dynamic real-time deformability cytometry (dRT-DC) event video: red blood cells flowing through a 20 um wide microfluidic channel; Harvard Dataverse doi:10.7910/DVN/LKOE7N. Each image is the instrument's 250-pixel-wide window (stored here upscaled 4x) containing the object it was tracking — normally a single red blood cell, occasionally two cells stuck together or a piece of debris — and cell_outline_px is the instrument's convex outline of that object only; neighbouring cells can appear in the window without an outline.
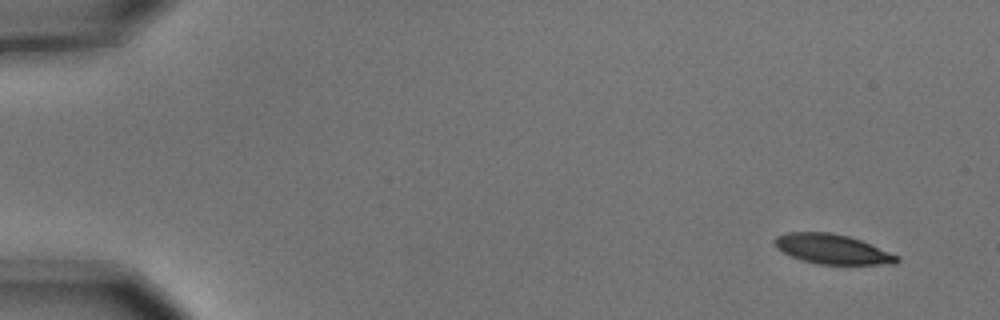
{"species": "common noctule bat (a hibernating species)", "species_latin": "Nyctalus noctula", "temperature_condition": "cold", "stored_images_in_passage": 6, "camera_frame_rate_fps": 3000, "um_per_image_px": 0.085, "animal": {"sex": "male", "body_mass_g": 15.6}, "frame": {"image": 1, "passage_image": 1, "time_ms": 0.0, "image_size_px": [1000, 320], "cell_outline_px": [[900, 260], [896, 264], [820, 264], [800, 260], [776, 248], [772, 244], [772, 240], [776, 236], [784, 232], [828, 232], [848, 236], [860, 240], [900, 256]], "centroid_in_image_um": [70.71, 21.17], "position_along_channel_um": 14.3, "area_um2": 21.27}}
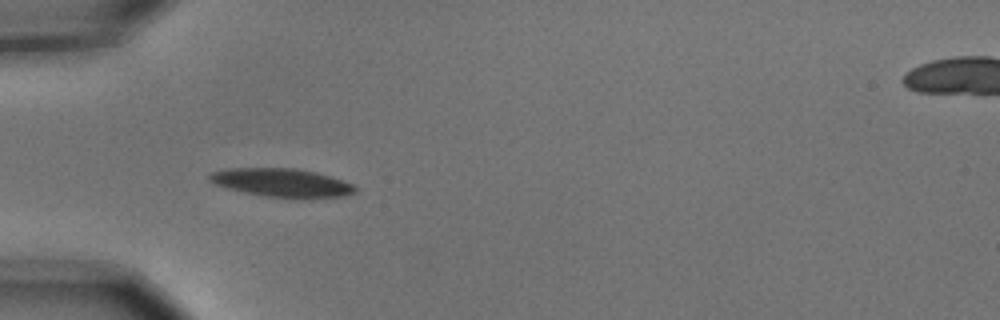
{"frame": {"image": 2, "passage_image": 5, "time_ms": 1.333, "image_size_px": [1000, 320], "cell_outline_px": [[356, 192], [344, 196], [264, 196], [244, 192], [228, 188], [216, 184], [208, 180], [208, 172], [228, 168], [296, 168], [316, 172], [352, 184], [356, 188]], "centroid_in_image_um": [23.85, 15.49], "position_along_channel_um": 61.1, "area_um2": 23.41}}
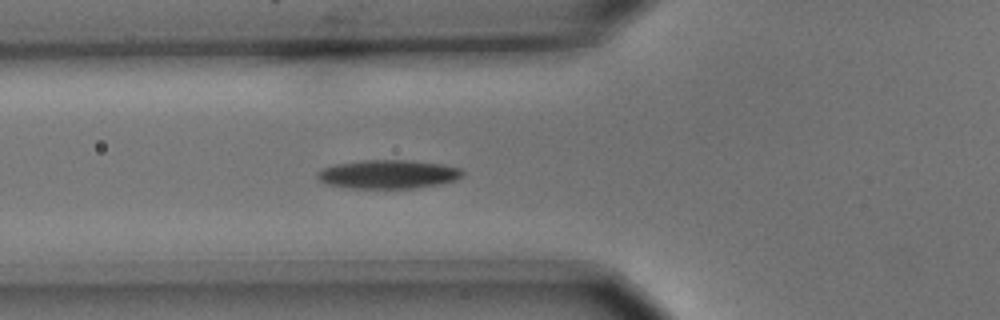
{"frame": {"image": 3, "passage_image": 6, "time_ms": 1.667, "image_size_px": [1000, 320], "cell_outline_px": [[464, 176], [456, 180], [440, 184], [412, 188], [348, 188], [328, 184], [320, 180], [316, 176], [316, 172], [324, 168], [336, 164], [360, 160], [412, 160], [444, 164], [460, 168], [464, 172]], "centroid_in_image_um": [33.03, 14.8], "position_along_channel_um": 92.8, "area_um2": 24.45}}